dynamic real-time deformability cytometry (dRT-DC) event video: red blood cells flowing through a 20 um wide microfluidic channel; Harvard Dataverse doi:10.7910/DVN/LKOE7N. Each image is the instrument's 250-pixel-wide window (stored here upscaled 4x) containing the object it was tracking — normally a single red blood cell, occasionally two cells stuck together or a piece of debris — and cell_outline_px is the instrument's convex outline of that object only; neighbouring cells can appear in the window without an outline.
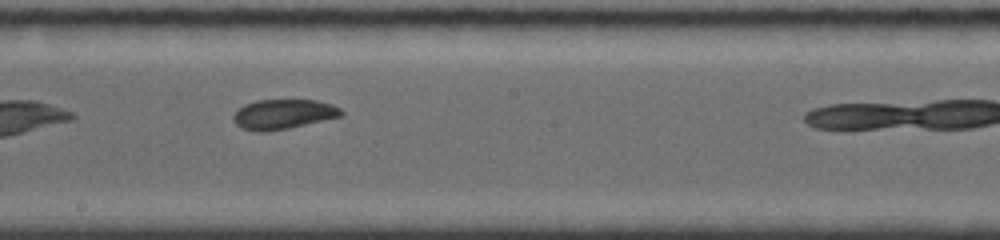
{"species": "common noctule bat (a hibernating species)", "species_latin": "Nyctalus noctula", "temperature_condition": "room temperature", "stored_images_in_passage": 22, "camera_frame_rate_fps": 4000, "um_per_image_px": 0.085, "animal": {"sex": "female", "body_mass_g": 19.0, "forearm_length_mm": 56.7}, "frame": {"image": 1, "passage_image": 10, "time_ms": 2.25, "image_size_px": [1000, 240], "cell_outline_px": [[344, 112], [340, 116], [288, 128], [264, 132], [256, 132], [240, 128], [232, 120], [232, 116], [244, 104], [256, 100], [316, 100], [332, 104], [340, 108]], "centroid_in_image_um": [24.03, 9.71], "position_along_channel_um": 224.2, "area_um2": 18.67}}